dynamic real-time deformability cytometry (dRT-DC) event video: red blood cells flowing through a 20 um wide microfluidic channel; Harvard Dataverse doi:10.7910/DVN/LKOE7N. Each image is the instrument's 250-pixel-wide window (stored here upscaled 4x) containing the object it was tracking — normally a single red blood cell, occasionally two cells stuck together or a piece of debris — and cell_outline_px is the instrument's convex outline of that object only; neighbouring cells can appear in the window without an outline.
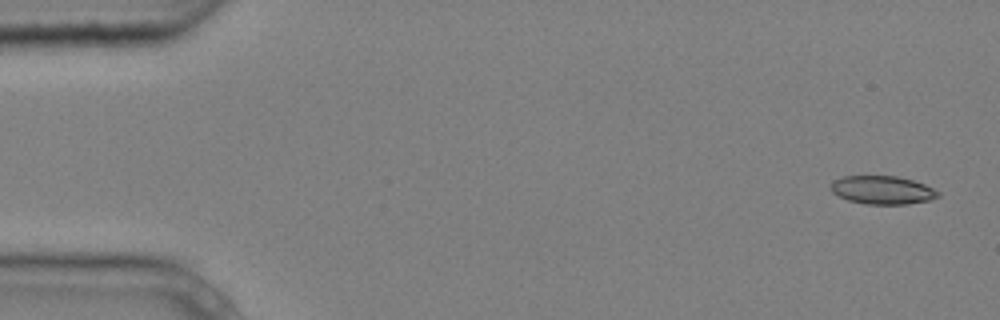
{"species": "common noctule bat (a hibernating species)", "species_latin": "Nyctalus noctula", "temperature_condition": "cold", "stored_images_in_passage": 8, "camera_frame_rate_fps": 3000, "um_per_image_px": 0.085, "animal": {"sex": "male", "body_mass_g": 20.4}, "frame": {"image": 1, "passage_image": 1, "time_ms": 0.0, "image_size_px": [1000, 320], "cell_outline_px": [[940, 196], [928, 200], [908, 204], [864, 204], [848, 200], [832, 192], [832, 180], [844, 176], [896, 176], [912, 180], [924, 184], [940, 192]], "centroid_in_image_um": [75.01, 16.15], "position_along_channel_um": 10.0, "area_um2": 17.57}}
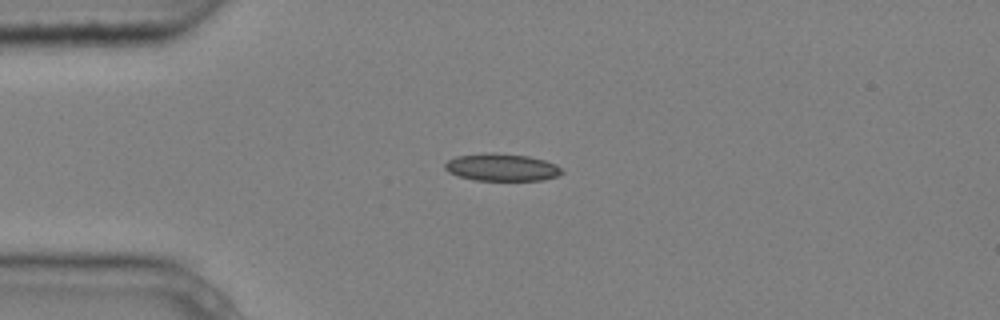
{"frame": {"image": 2, "passage_image": 4, "time_ms": 1.0, "image_size_px": [1000, 320], "cell_outline_px": [[564, 172], [556, 176], [544, 180], [476, 180], [460, 176], [448, 172], [444, 168], [444, 164], [448, 160], [456, 156], [484, 152], [492, 152], [528, 156], [544, 160], [556, 164]], "centroid_in_image_um": [42.63, 14.21], "position_along_channel_um": 42.4, "area_um2": 18.67}}
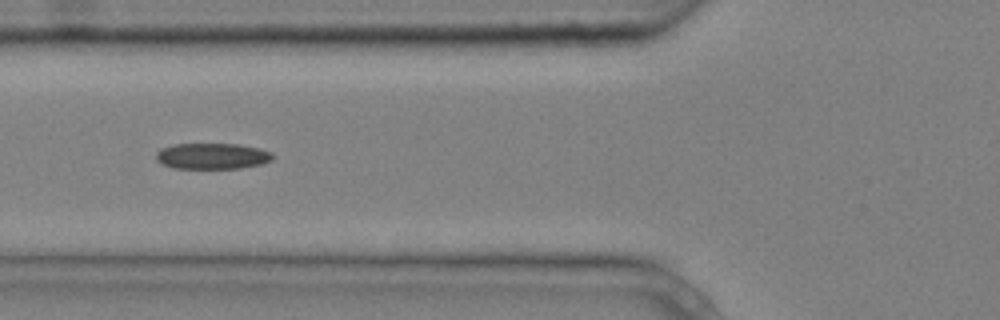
{"frame": {"image": 3, "passage_image": 6, "time_ms": 1.667, "image_size_px": [1000, 320], "cell_outline_px": [[272, 160], [260, 164], [240, 168], [172, 168], [156, 160], [156, 152], [160, 148], [172, 144], [240, 144], [260, 148], [272, 152]], "centroid_in_image_um": [18.02, 13.26], "position_along_channel_um": 107.8, "area_um2": 17.69}}